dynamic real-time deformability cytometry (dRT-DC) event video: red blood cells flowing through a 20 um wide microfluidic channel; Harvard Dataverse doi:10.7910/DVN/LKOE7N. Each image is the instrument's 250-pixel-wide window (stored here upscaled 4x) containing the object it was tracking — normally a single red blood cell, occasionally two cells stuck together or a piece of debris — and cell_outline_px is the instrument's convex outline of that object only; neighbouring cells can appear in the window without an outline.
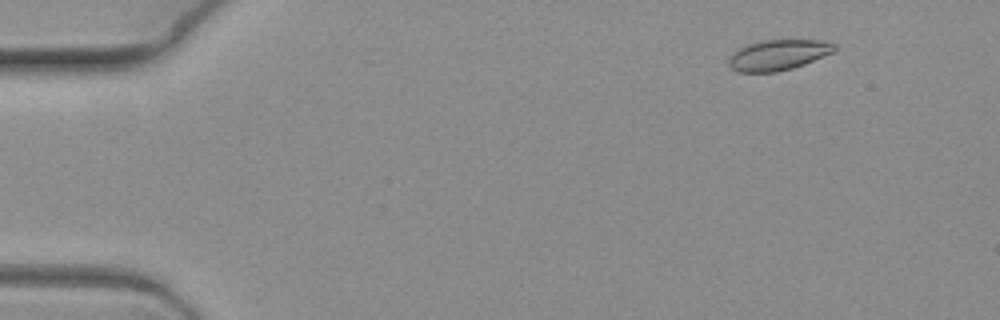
{"species": "common noctule bat (a hibernating species)", "species_latin": "Nyctalus noctula", "temperature_condition": "warm", "stored_images_in_passage": 7, "camera_frame_rate_fps": 3000, "um_per_image_px": 0.085, "animal": {"sex": "female", "body_mass_g": 19.3, "forearm_length_mm": 54.1}, "frame": {"image": 1, "passage_image": 2, "time_ms": 0.333, "image_size_px": [1000, 320], "cell_outline_px": [[836, 52], [804, 64], [792, 68], [776, 72], [736, 72], [728, 64], [728, 60], [732, 52], [748, 44], [764, 40], [816, 40], [836, 44]], "centroid_in_image_um": [66.15, 4.67], "position_along_channel_um": 18.9, "area_um2": 18.84}}
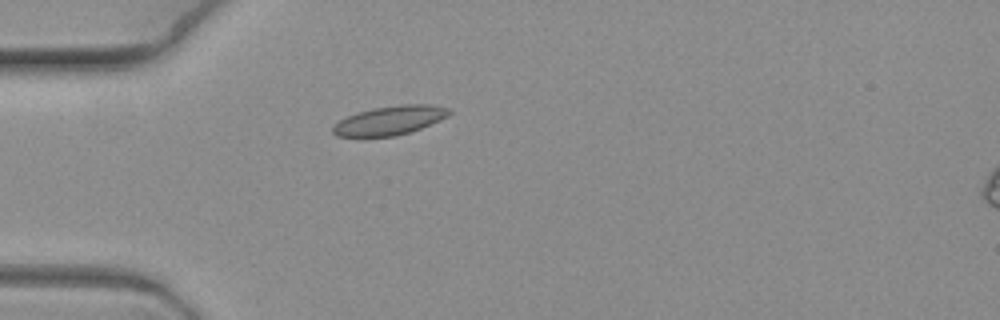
{"frame": {"image": 2, "passage_image": 6, "time_ms": 1.667, "image_size_px": [1000, 320], "cell_outline_px": [[452, 112], [448, 116], [440, 120], [420, 128], [396, 136], [364, 140], [336, 136], [332, 132], [332, 124], [356, 112], [372, 108], [400, 104], [432, 104], [448, 108]], "centroid_in_image_um": [33.03, 10.28], "position_along_channel_um": 52.0, "area_um2": 20.52}}